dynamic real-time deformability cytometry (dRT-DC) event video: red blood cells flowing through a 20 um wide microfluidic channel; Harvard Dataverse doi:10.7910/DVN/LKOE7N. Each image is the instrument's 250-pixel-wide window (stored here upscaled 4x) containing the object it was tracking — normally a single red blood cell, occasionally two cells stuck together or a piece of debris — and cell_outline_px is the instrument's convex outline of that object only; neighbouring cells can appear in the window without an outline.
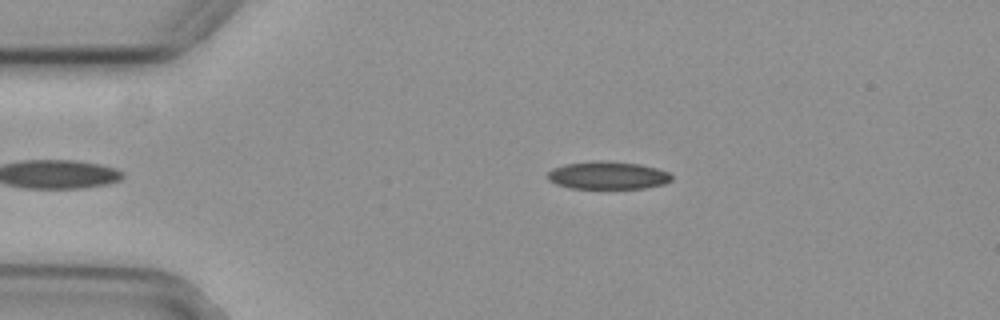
{"species": "common noctule bat (a hibernating species)", "species_latin": "Nyctalus noctula", "temperature_condition": "cold", "stored_images_in_passage": 38, "camera_frame_rate_fps": 3000, "um_per_image_px": 0.085, "animal": {"sex": "female", "body_mass_g": 29.2, "forearm_length_mm": 56.3}, "frame": {"image": 1, "passage_image": 1, "time_ms": 0.0, "image_size_px": [1000, 320], "cell_outline_px": [[672, 180], [664, 184], [644, 188], [572, 188], [556, 184], [548, 180], [548, 172], [552, 168], [568, 164], [592, 160], [604, 160], [640, 164], [656, 168], [668, 172], [672, 176]], "centroid_in_image_um": [51.66, 14.9], "position_along_channel_um": 33.3, "area_um2": 20.06}}
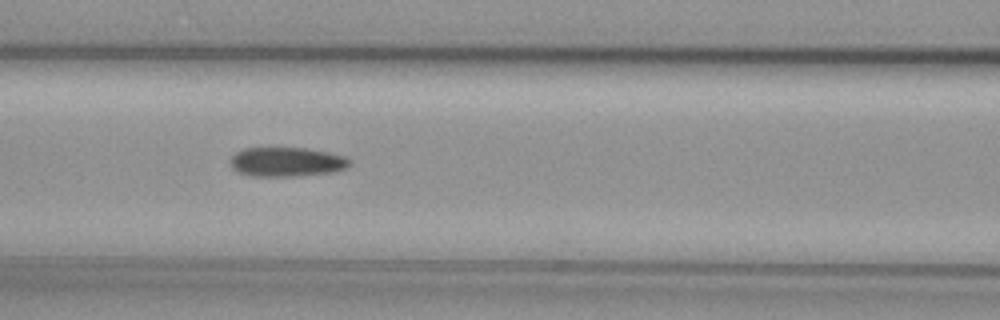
{"frame": {"image": 2, "passage_image": 13, "time_ms": 4.0, "image_size_px": [1000, 320], "cell_outline_px": [[352, 160], [344, 168], [332, 172], [296, 176], [252, 176], [240, 172], [232, 168], [232, 156], [236, 152], [244, 148], [304, 148], [344, 156]], "centroid_in_image_um": [24.35, 13.76], "position_along_channel_um": 142.3, "area_um2": 20.0}}
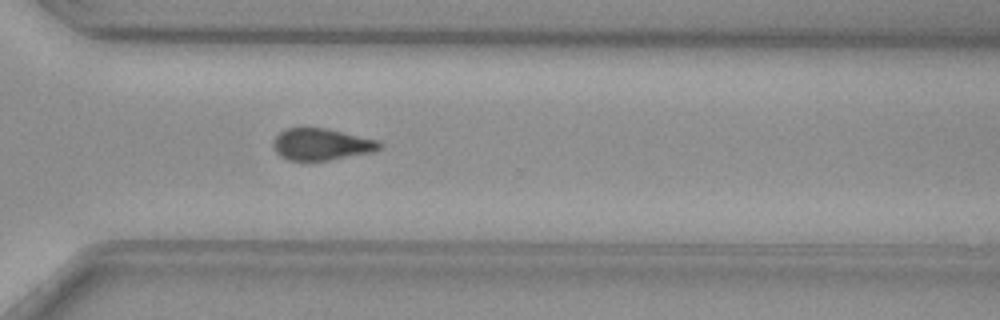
{"frame": {"image": 3, "passage_image": 29, "time_ms": 9.333, "image_size_px": [1000, 320], "cell_outline_px": [[384, 144], [380, 148], [372, 152], [328, 160], [288, 160], [280, 156], [276, 152], [272, 144], [272, 140], [284, 128], [304, 124], [324, 128], [376, 140]], "centroid_in_image_um": [27.23, 12.22], "position_along_channel_um": 343.4, "area_um2": 20.0}}